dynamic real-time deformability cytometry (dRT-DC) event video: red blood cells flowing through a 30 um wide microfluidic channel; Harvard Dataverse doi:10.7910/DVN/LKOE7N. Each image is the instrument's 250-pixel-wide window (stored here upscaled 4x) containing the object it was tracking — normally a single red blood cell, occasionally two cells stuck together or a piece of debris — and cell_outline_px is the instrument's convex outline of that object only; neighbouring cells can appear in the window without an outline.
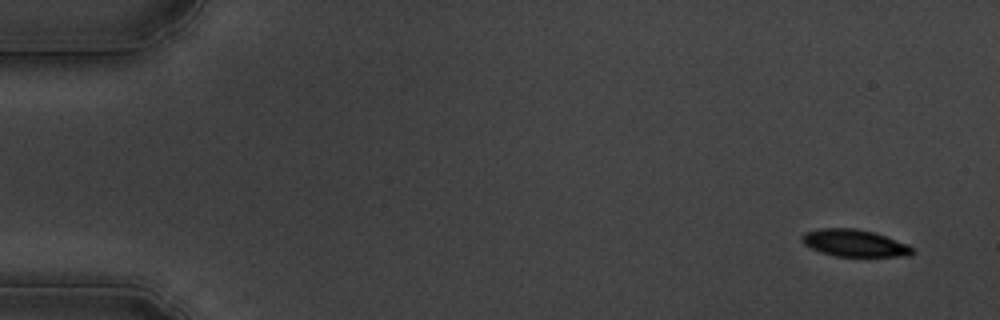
{"species": "common noctule bat (a hibernating species)", "species_latin": "Nyctalus noctula", "temperature_condition": "cold", "stored_images_in_passage": 3, "camera_frame_rate_fps": 3000, "um_per_image_px": 0.085, "animal": {"sex": "male", "body_mass_g": 19.5, "forearm_length_mm": 54.6}, "frame": {"image": 1, "passage_image": 1, "time_ms": 0.0, "image_size_px": [1000, 320], "cell_outline_px": [[916, 252], [912, 256], [836, 256], [820, 252], [804, 244], [800, 240], [800, 236], [804, 232], [820, 228], [856, 228], [872, 232], [908, 244], [916, 248]], "centroid_in_image_um": [72.64, 20.66], "position_along_channel_um": 12.4, "area_um2": 17.57}}